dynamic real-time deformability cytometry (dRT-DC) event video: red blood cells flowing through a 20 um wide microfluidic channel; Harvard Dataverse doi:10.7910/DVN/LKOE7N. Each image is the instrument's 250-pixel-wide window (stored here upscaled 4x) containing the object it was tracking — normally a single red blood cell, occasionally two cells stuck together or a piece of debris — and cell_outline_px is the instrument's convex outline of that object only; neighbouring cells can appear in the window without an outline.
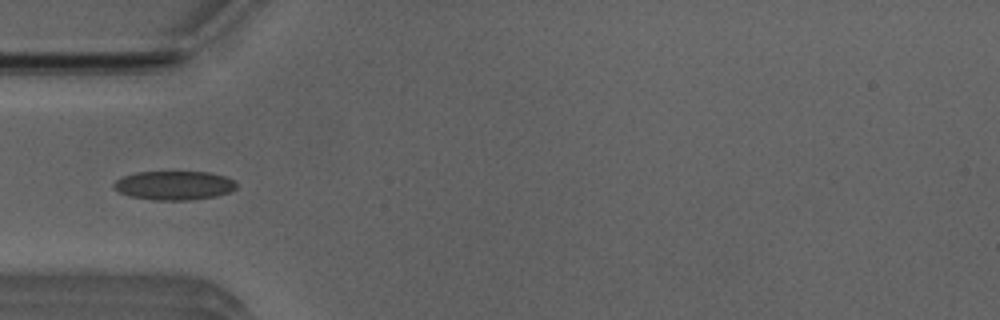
{"species": "Egyptian fruit bat (a non-hibernating species)", "species_latin": "Rousettus aegyptiacus", "temperature_condition": "room temperature", "stored_images_in_passage": 42, "camera_frame_rate_fps": 3000, "um_per_image_px": 0.085, "animal": {"sex": "male"}, "frame": {"image": 1, "passage_image": 6, "time_ms": 1.667, "image_size_px": [1000, 320], "cell_outline_px": [[236, 188], [228, 192], [216, 196], [188, 200], [152, 200], [128, 196], [112, 188], [112, 184], [120, 176], [136, 172], [208, 172], [224, 176], [236, 180]], "centroid_in_image_um": [14.75, 15.76], "position_along_channel_um": 70.2, "area_um2": 20.87}}
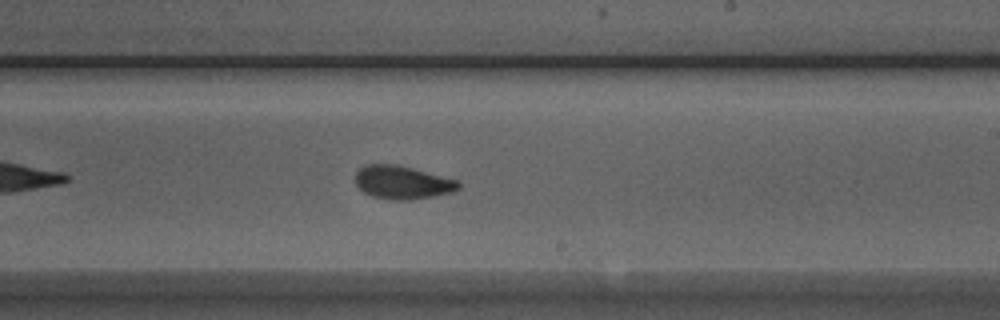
{"frame": {"image": 2, "passage_image": 20, "time_ms": 6.333, "image_size_px": [1000, 320], "cell_outline_px": [[460, 188], [452, 192], [432, 196], [408, 200], [388, 200], [372, 196], [364, 192], [356, 184], [356, 172], [364, 164], [396, 164], [412, 168], [456, 180], [460, 184]], "centroid_in_image_um": [34.16, 15.5], "position_along_channel_um": 254.8, "area_um2": 19.83}}
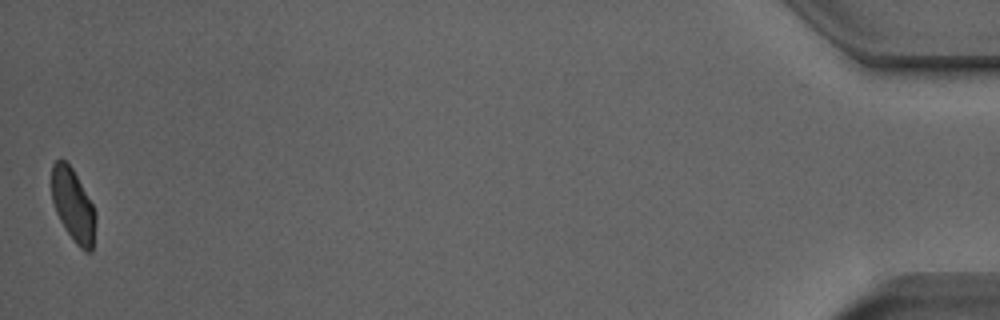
{"frame": {"image": 3, "passage_image": 41, "time_ms": 13.333, "image_size_px": [1000, 320], "cell_outline_px": [[96, 220], [92, 252], [84, 252], [76, 244], [64, 228], [56, 212], [52, 200], [52, 164], [56, 160], [64, 160], [72, 168], [92, 204], [96, 212]], "centroid_in_image_um": [6.22, 17.49], "position_along_channel_um": 429.0, "area_um2": 18.55}, "authors_computed_cell_mechanics": {"area_um2": 19.8254, "velocity_mm_per_s": 3.9481, "shape_relaxation_time_tau1_ms": 3.5822, "shape_relaxation_time_tau2_ms": 1.2954, "deformation_change_tau1": 0.1157, "deformation_change_tau2": 0.0599}}